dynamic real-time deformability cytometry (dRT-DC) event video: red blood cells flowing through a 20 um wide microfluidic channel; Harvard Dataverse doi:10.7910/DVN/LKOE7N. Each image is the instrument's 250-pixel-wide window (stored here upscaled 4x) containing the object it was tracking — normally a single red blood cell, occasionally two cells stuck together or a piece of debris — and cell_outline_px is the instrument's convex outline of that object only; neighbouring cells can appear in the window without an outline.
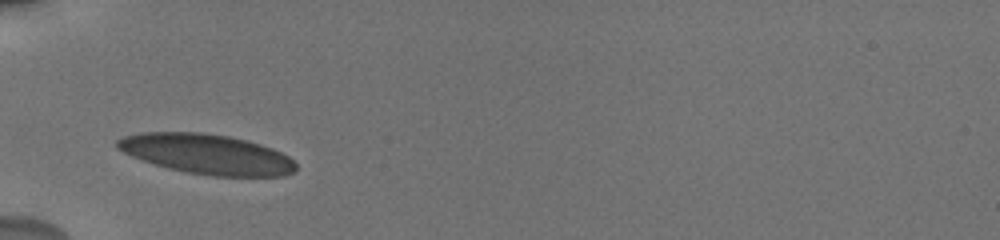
{"species": "human", "species_latin": "Homo sapiens", "temperature_condition": "cold", "stored_images_in_passage": 5, "camera_frame_rate_fps": 3000, "um_per_image_px": 0.085, "donor": {"sex": "male"}, "frame": {"image": 1, "passage_image": 1, "time_ms": 0.0, "image_size_px": [1000, 240], "cell_outline_px": [[296, 168], [292, 172], [284, 176], [212, 176], [188, 172], [168, 168], [140, 160], [116, 148], [116, 140], [124, 136], [140, 132], [200, 132], [228, 136], [248, 140], [272, 148], [288, 156], [296, 164]], "centroid_in_image_um": [17.56, 13.09], "position_along_channel_um": 67.4, "area_um2": 41.62}}